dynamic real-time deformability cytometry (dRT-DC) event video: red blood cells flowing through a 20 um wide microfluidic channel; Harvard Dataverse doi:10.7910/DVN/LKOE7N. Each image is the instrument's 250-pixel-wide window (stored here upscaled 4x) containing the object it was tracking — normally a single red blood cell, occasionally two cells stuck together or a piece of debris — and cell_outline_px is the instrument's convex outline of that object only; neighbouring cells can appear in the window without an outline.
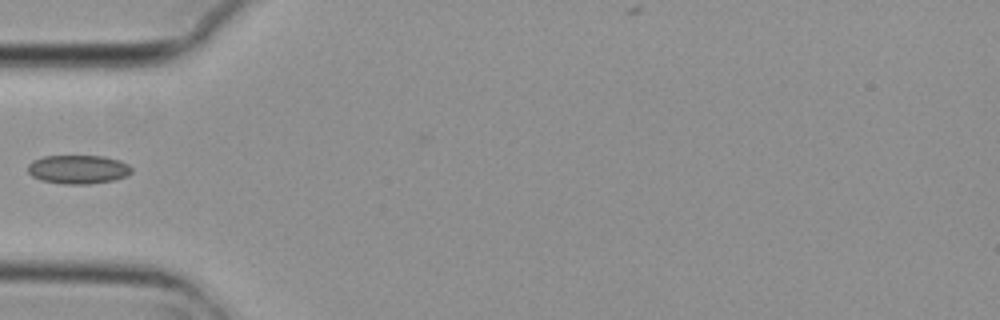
{"species": "common noctule bat (a hibernating species)", "species_latin": "Nyctalus noctula", "temperature_condition": "cold", "stored_images_in_passage": 6, "camera_frame_rate_fps": 3000, "um_per_image_px": 0.085, "animal": {"sex": "female", "body_mass_g": 29.2, "forearm_length_mm": 56.3}, "frame": {"image": 1, "passage_image": 4, "time_ms": 1.0, "image_size_px": [1000, 320], "cell_outline_px": [[132, 172], [128, 176], [112, 180], [88, 184], [64, 184], [40, 180], [32, 176], [28, 172], [28, 164], [32, 160], [44, 156], [104, 156], [120, 160], [128, 164], [132, 168]], "centroid_in_image_um": [6.65, 14.39], "position_along_channel_um": 78.4, "area_um2": 17.51}}
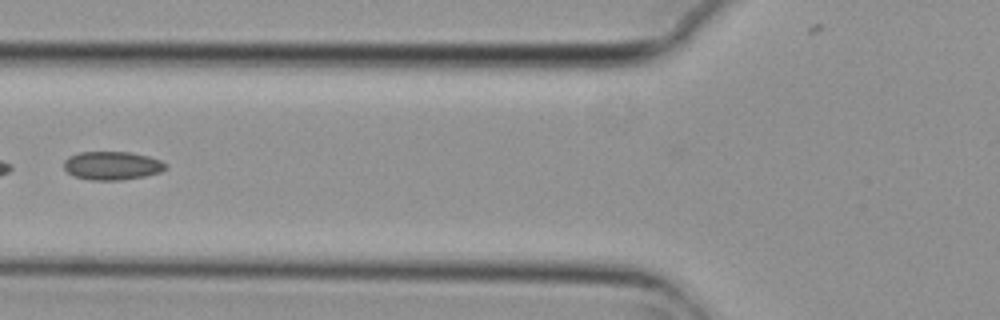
{"frame": {"image": 2, "passage_image": 5, "time_ms": 1.333, "image_size_px": [1000, 320], "cell_outline_px": [[168, 168], [160, 172], [144, 176], [120, 180], [92, 180], [72, 176], [64, 168], [64, 160], [68, 156], [80, 152], [132, 152], [148, 156], [160, 160], [168, 164]], "centroid_in_image_um": [9.54, 14.07], "position_along_channel_um": 116.3, "area_um2": 16.99}}
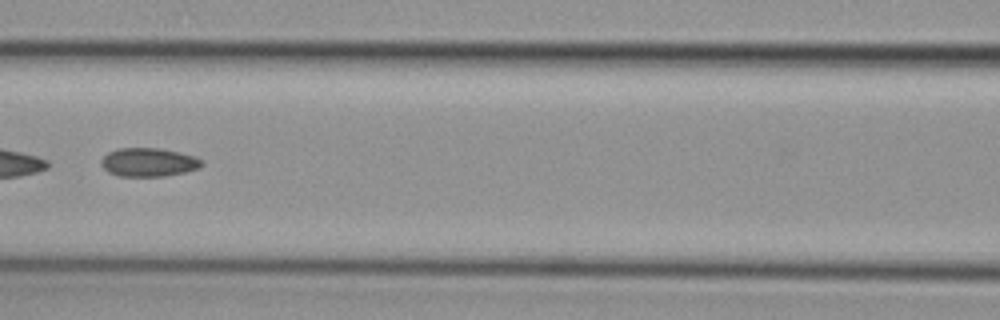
{"frame": {"image": 3, "passage_image": 6, "time_ms": 1.667, "image_size_px": [1000, 320], "cell_outline_px": [[204, 164], [200, 168], [184, 172], [164, 176], [120, 176], [108, 172], [100, 164], [100, 160], [108, 152], [120, 148], [160, 148], [180, 152], [196, 156]], "centroid_in_image_um": [12.63, 13.78], "position_along_channel_um": 154.0, "area_um2": 16.82}}